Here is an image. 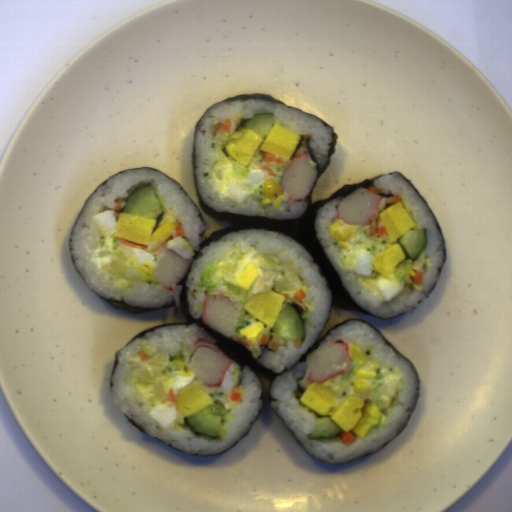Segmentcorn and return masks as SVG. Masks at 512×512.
Listing matches in <instances>:
<instances>
[{"label": "corn", "instance_id": "obj_1", "mask_svg": "<svg viewBox=\"0 0 512 512\" xmlns=\"http://www.w3.org/2000/svg\"><path fill=\"white\" fill-rule=\"evenodd\" d=\"M328 230L334 239L345 243L356 233L358 225L346 224L343 220L338 219L335 223L330 225Z\"/></svg>", "mask_w": 512, "mask_h": 512}, {"label": "corn", "instance_id": "obj_2", "mask_svg": "<svg viewBox=\"0 0 512 512\" xmlns=\"http://www.w3.org/2000/svg\"><path fill=\"white\" fill-rule=\"evenodd\" d=\"M262 191L265 198L268 200L275 196H282L280 184L274 179L270 178L262 185Z\"/></svg>", "mask_w": 512, "mask_h": 512}, {"label": "corn", "instance_id": "obj_4", "mask_svg": "<svg viewBox=\"0 0 512 512\" xmlns=\"http://www.w3.org/2000/svg\"><path fill=\"white\" fill-rule=\"evenodd\" d=\"M353 388H354V392L358 393V394H364V393H368V392H372L373 389H372V386L368 380V378H365V377H359L358 379H356L354 385H353Z\"/></svg>", "mask_w": 512, "mask_h": 512}, {"label": "corn", "instance_id": "obj_3", "mask_svg": "<svg viewBox=\"0 0 512 512\" xmlns=\"http://www.w3.org/2000/svg\"><path fill=\"white\" fill-rule=\"evenodd\" d=\"M349 347V359L353 361L355 365H366L367 358L361 348V346L351 345Z\"/></svg>", "mask_w": 512, "mask_h": 512}]
</instances>
